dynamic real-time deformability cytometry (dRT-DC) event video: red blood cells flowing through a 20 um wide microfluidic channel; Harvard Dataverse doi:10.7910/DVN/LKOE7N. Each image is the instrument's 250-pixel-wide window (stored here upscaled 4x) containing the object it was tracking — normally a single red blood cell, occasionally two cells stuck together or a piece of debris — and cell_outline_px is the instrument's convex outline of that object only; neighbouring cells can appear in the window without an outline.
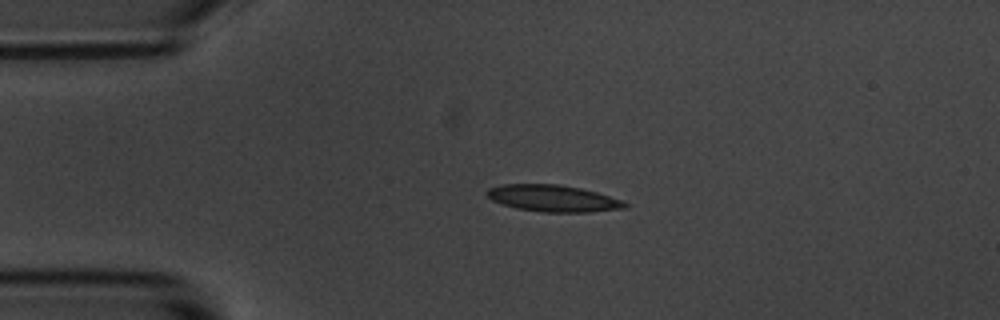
{"species": "common noctule bat (a hibernating species)", "species_latin": "Nyctalus noctula", "temperature_condition": "room temperature", "stored_images_in_passage": 3, "camera_frame_rate_fps": 3000, "um_per_image_px": 0.085, "animal": {"sex": "male", "body_mass_g": 20.1, "forearm_length_mm": 53.5}, "frame": {"image": 1, "passage_image": 3, "time_ms": 0.667, "image_size_px": [1000, 320], "cell_outline_px": [[628, 208], [588, 212], [544, 212], [516, 208], [492, 200], [484, 192], [488, 188], [500, 184], [560, 184], [580, 188], [596, 192], [624, 200], [628, 204]], "centroid_in_image_um": [47.03, 16.85], "position_along_channel_um": 38.0, "area_um2": 21.56}}